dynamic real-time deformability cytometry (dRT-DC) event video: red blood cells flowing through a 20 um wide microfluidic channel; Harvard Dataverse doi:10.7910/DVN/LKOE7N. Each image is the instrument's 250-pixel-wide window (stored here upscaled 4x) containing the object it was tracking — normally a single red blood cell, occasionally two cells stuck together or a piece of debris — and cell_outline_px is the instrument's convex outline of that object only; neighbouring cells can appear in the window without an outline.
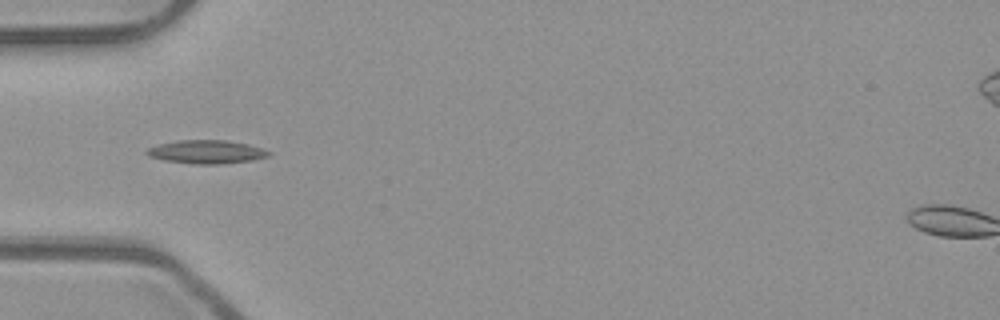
{"species": "common noctule bat (a hibernating species)", "species_latin": "Nyctalus noctula", "temperature_condition": "room temperature", "stored_images_in_passage": 38, "camera_frame_rate_fps": 3000, "um_per_image_px": 0.085, "animal": {"sex": "male", "body_mass_g": 23.1, "forearm_length_mm": 52.7}, "frame": {"image": 1, "passage_image": 3, "time_ms": 0.667, "image_size_px": [1000, 320], "cell_outline_px": [[272, 152], [268, 156], [252, 160], [220, 164], [192, 164], [164, 160], [148, 156], [144, 152], [148, 148], [160, 144], [176, 140], [228, 140], [248, 144], [264, 148]], "centroid_in_image_um": [17.56, 12.9], "position_along_channel_um": 67.4, "area_um2": 16.76}}
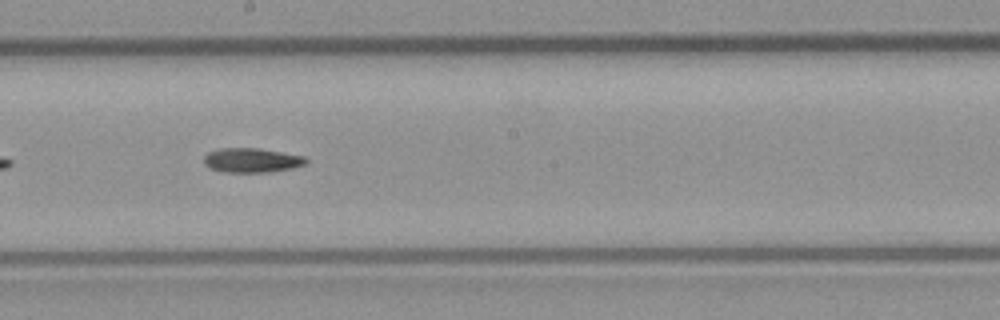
{"frame": {"image": 2, "passage_image": 15, "time_ms": 4.667, "image_size_px": [1000, 320], "cell_outline_px": [[308, 160], [304, 164], [292, 168], [272, 172], [224, 172], [208, 168], [204, 164], [204, 156], [208, 152], [220, 148], [256, 148], [304, 156]], "centroid_in_image_um": [21.35, 13.63], "position_along_channel_um": 226.8, "area_um2": 14.51}}
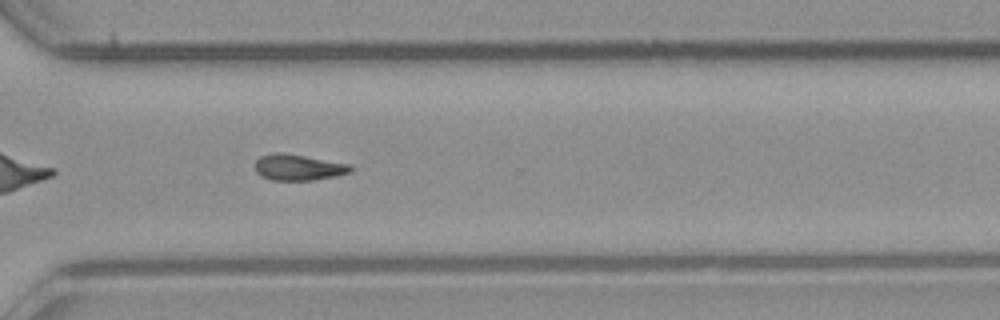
{"frame": {"image": 3, "passage_image": 24, "time_ms": 7.667, "image_size_px": [1000, 320], "cell_outline_px": [[352, 172], [336, 176], [312, 180], [272, 180], [256, 172], [256, 160], [260, 156], [276, 152], [280, 152], [352, 164]], "centroid_in_image_um": [25.4, 14.22], "position_along_channel_um": 345.2, "area_um2": 14.39}}